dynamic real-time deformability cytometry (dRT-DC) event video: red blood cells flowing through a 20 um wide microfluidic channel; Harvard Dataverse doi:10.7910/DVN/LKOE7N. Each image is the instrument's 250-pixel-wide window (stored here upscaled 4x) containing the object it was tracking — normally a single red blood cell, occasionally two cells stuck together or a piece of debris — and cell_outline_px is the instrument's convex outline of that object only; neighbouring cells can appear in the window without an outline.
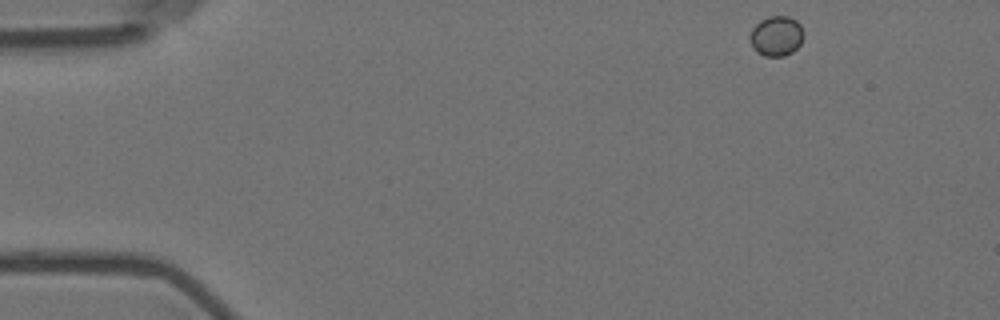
{"species": "Egyptian fruit bat (a non-hibernating species)", "species_latin": "Rousettus aegyptiacus", "temperature_condition": "room temperature", "stored_images_in_passage": 4, "camera_frame_rate_fps": 3000, "um_per_image_px": 0.085, "animal": {"sex": "female"}, "frame": {"image": 1, "passage_image": 1, "time_ms": 0.0, "image_size_px": [1000, 320], "cell_outline_px": [[804, 36], [800, 44], [792, 52], [784, 56], [764, 56], [756, 52], [752, 44], [752, 28], [760, 20], [768, 16], [788, 16], [796, 20], [800, 24], [804, 32]], "centroid_in_image_um": [66.03, 3.05], "position_along_channel_um": 19.0, "area_um2": 12.43}}